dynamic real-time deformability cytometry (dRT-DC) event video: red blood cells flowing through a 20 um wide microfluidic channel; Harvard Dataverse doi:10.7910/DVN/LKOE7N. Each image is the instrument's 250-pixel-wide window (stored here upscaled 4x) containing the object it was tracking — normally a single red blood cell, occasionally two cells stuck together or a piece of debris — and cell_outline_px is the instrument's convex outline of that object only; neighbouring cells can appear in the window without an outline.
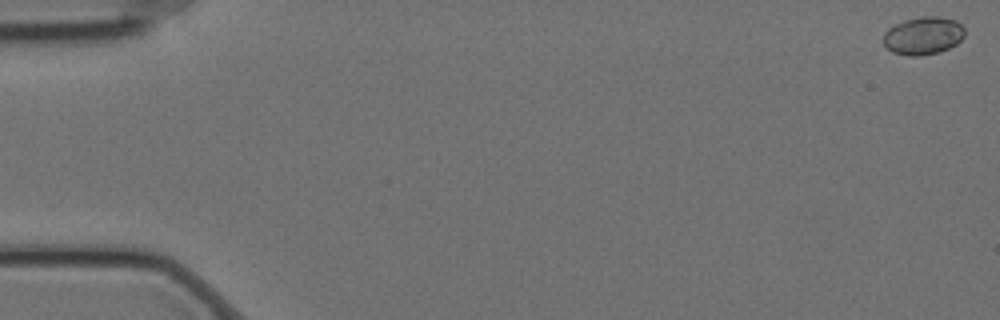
{"species": "Egyptian fruit bat (a non-hibernating species)", "species_latin": "Rousettus aegyptiacus", "temperature_condition": "cold", "stored_images_in_passage": 5, "camera_frame_rate_fps": 3000, "um_per_image_px": 0.085, "animal": {"sex": "female"}, "frame": {"image": 1, "passage_image": 1, "time_ms": 0.0, "image_size_px": [1000, 320], "cell_outline_px": [[964, 36], [956, 44], [948, 48], [936, 52], [916, 56], [908, 56], [892, 52], [884, 44], [884, 32], [888, 28], [904, 20], [920, 16], [936, 16], [956, 20], [964, 28]], "centroid_in_image_um": [78.46, 3.02], "position_along_channel_um": 6.5, "area_um2": 17.8}}
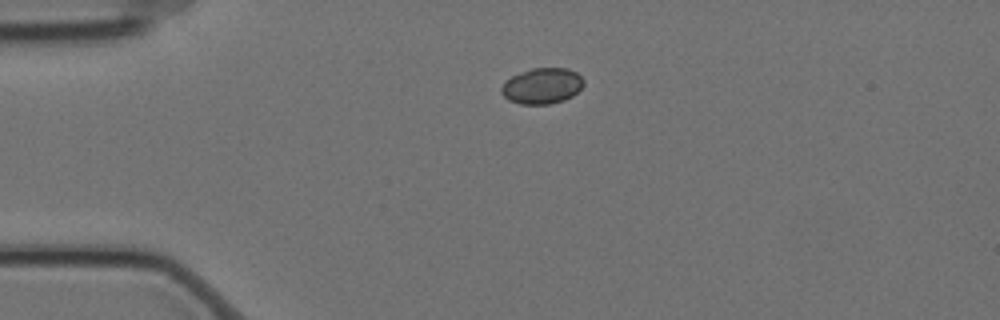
{"frame": {"image": 2, "passage_image": 4, "time_ms": 1.0, "image_size_px": [1000, 320], "cell_outline_px": [[584, 84], [572, 96], [564, 100], [548, 104], [520, 104], [508, 100], [500, 92], [500, 88], [512, 76], [532, 68], [568, 68], [576, 72], [584, 80]], "centroid_in_image_um": [46.08, 7.3], "position_along_channel_um": 38.9, "area_um2": 17.05}}
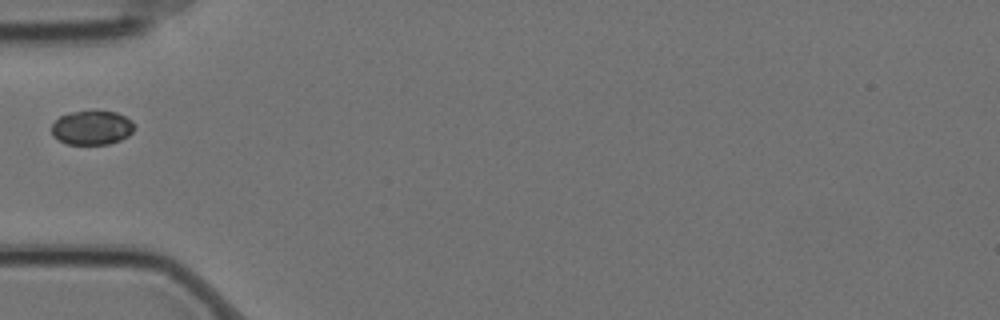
{"frame": {"image": 3, "passage_image": 5, "time_ms": 1.333, "image_size_px": [1000, 320], "cell_outline_px": [[132, 132], [128, 136], [120, 140], [108, 144], [68, 144], [52, 136], [52, 124], [60, 116], [72, 112], [92, 108], [116, 112], [132, 120]], "centroid_in_image_um": [7.8, 10.81], "position_along_channel_um": 77.2, "area_um2": 16.76}}